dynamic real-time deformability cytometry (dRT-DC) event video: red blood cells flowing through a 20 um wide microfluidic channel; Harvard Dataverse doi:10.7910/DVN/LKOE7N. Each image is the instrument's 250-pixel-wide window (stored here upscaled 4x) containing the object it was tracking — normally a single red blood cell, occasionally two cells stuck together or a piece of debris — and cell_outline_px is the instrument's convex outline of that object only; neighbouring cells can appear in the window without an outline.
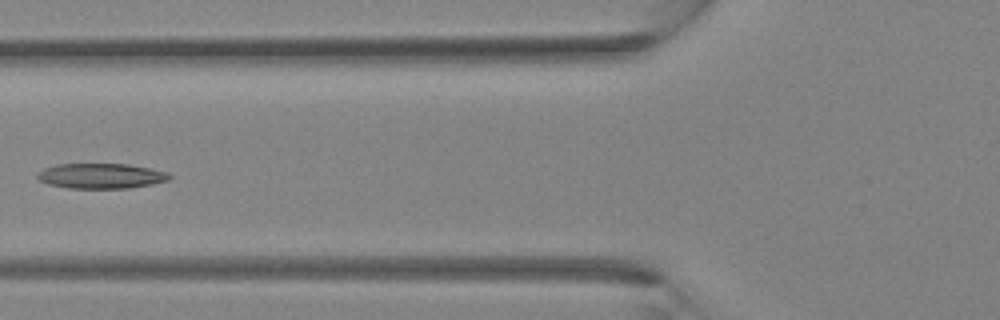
{"species": "Egyptian fruit bat (a non-hibernating species)", "species_latin": "Rousettus aegyptiacus", "temperature_condition": "room temperature", "stored_images_in_passage": 4, "camera_frame_rate_fps": 3000, "um_per_image_px": 0.085, "animal": {"sex": "female"}, "frame": {"image": 1, "passage_image": 4, "time_ms": 3.333, "image_size_px": [1000, 320], "cell_outline_px": [[172, 176], [168, 180], [152, 184], [128, 188], [68, 188], [48, 184], [40, 180], [36, 176], [44, 168], [56, 164], [128, 164], [152, 168], [168, 172]], "centroid_in_image_um": [8.62, 14.95], "position_along_channel_um": 117.2, "area_um2": 19.36}}